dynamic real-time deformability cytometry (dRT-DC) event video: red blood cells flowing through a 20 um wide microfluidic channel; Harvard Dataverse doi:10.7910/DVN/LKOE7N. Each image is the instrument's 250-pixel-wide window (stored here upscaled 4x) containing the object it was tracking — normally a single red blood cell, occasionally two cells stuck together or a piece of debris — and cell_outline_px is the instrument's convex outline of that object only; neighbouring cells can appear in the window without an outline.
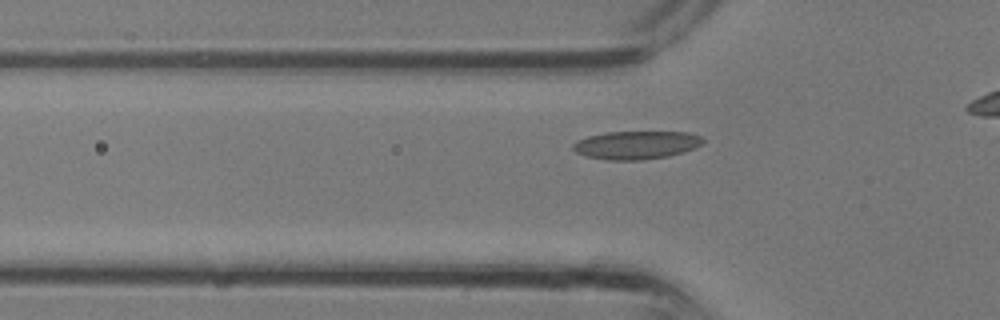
{"species": "common noctule bat (a hibernating species)", "species_latin": "Nyctalus noctula", "temperature_condition": "room temperature", "stored_images_in_passage": 4, "camera_frame_rate_fps": 3000, "um_per_image_px": 0.085, "animal": {"sex": "male", "body_mass_g": 13.3}, "frame": {"image": 1, "passage_image": 3, "time_ms": 0.667, "image_size_px": [1000, 320], "cell_outline_px": [[704, 140], [696, 148], [684, 152], [668, 156], [640, 160], [608, 160], [588, 156], [576, 152], [572, 148], [572, 144], [576, 140], [588, 136], [608, 132], [688, 132], [700, 136]], "centroid_in_image_um": [54.08, 12.32], "position_along_channel_um": 71.7, "area_um2": 21.27}}